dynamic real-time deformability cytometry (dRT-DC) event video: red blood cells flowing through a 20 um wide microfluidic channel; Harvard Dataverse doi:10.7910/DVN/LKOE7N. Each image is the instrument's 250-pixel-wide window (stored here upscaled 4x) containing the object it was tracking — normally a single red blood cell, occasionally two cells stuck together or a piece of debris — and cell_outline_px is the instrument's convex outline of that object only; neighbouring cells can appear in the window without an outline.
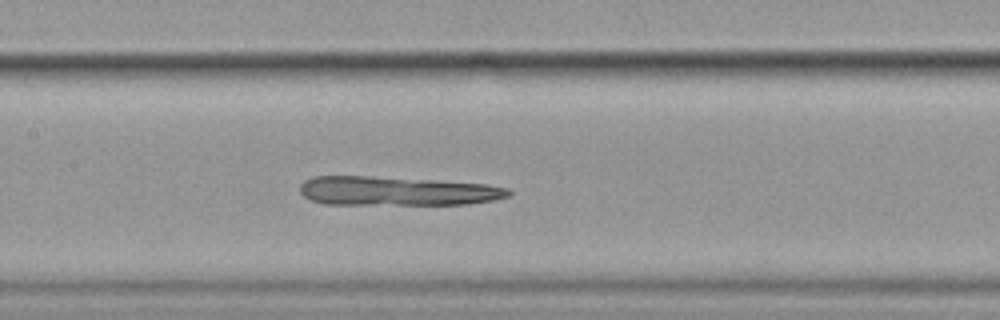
{"species": "common noctule bat (a hibernating species)", "species_latin": "Nyctalus noctula", "temperature_condition": "cold", "stored_images_in_passage": 45, "camera_frame_rate_fps": 3000, "um_per_image_px": 0.085, "animal": {"sex": "female", "body_mass_g": 19.9}, "frame": {"image": 1, "passage_image": 16, "time_ms": 5.0, "image_size_px": [1000, 320], "cell_outline_px": [[512, 196], [492, 200], [468, 204], [324, 204], [312, 200], [304, 196], [300, 192], [300, 184], [304, 180], [312, 176], [368, 176], [432, 180], [488, 184], [508, 188], [512, 192]], "centroid_in_image_um": [33.74, 16.23], "position_along_channel_um": 173.7, "area_um2": 35.37}}